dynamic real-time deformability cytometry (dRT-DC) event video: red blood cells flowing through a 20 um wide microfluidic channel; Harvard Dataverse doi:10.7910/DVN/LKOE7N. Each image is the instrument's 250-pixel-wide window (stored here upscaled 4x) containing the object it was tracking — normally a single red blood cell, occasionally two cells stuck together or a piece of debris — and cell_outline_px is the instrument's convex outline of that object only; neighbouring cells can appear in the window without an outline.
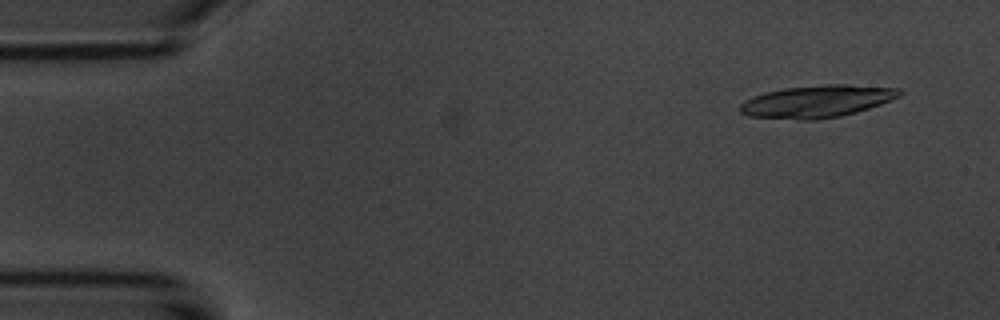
{"species": "common noctule bat (a hibernating species)", "species_latin": "Nyctalus noctula", "temperature_condition": "room temperature", "stored_images_in_passage": 4, "camera_frame_rate_fps": 3000, "um_per_image_px": 0.085, "animal": {"sex": "male", "body_mass_g": 20.1, "forearm_length_mm": 53.5}, "frame": {"image": 1, "passage_image": 1, "time_ms": 0.0, "image_size_px": [1000, 320], "cell_outline_px": [[904, 92], [900, 96], [880, 104], [856, 112], [840, 116], [816, 120], [800, 120], [748, 116], [740, 112], [740, 104], [744, 100], [752, 96], [764, 92], [784, 88], [824, 84], [844, 84], [900, 88]], "centroid_in_image_um": [69.43, 8.61], "position_along_channel_um": 15.6, "area_um2": 30.17}}